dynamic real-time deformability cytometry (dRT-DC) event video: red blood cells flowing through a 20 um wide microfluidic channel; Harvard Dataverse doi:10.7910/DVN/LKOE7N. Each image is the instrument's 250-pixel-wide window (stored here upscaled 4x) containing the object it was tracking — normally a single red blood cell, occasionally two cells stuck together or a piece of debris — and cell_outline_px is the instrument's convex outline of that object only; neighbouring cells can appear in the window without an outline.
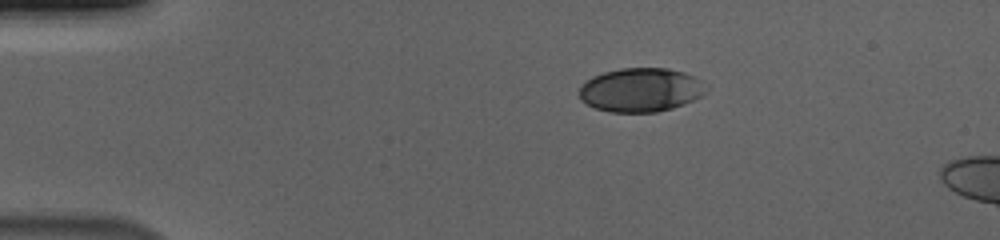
{"species": "human", "species_latin": "Homo sapiens", "temperature_condition": "cold", "stored_images_in_passage": 46, "camera_frame_rate_fps": 3000, "um_per_image_px": 0.085, "donor": {"sex": "male"}, "frame": {"image": 1, "passage_image": 1, "time_ms": 0.0, "image_size_px": [1000, 240], "cell_outline_px": [[704, 92], [700, 96], [684, 104], [672, 108], [656, 112], [608, 112], [596, 108], [580, 100], [580, 84], [592, 76], [604, 72], [620, 68], [668, 68], [684, 72], [704, 80]], "centroid_in_image_um": [54.44, 7.63], "position_along_channel_um": 30.6, "area_um2": 32.48}}
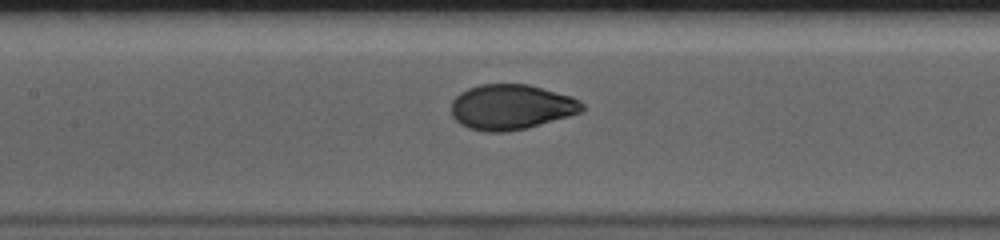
{"frame": {"image": 2, "passage_image": 17, "time_ms": 5.333, "image_size_px": [1000, 240], "cell_outline_px": [[584, 108], [580, 112], [568, 116], [528, 128], [508, 132], [484, 132], [468, 128], [460, 124], [452, 116], [452, 100], [460, 92], [468, 88], [480, 84], [528, 84], [572, 96], [580, 100], [584, 104]], "centroid_in_image_um": [43.44, 9.1], "position_along_channel_um": 164.0, "area_um2": 34.68}}
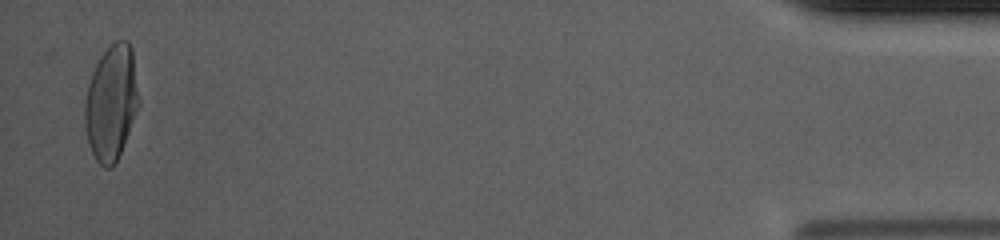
{"frame": {"image": 3, "passage_image": 45, "time_ms": 14.667, "image_size_px": [1000, 240], "cell_outline_px": [[140, 104], [116, 164], [112, 168], [104, 168], [96, 160], [88, 144], [84, 124], [84, 104], [88, 84], [92, 72], [100, 56], [116, 40], [128, 40], [132, 48], [140, 100]], "centroid_in_image_um": [9.46, 8.75], "position_along_channel_um": 425.7, "area_um2": 36.65}, "authors_computed_cell_mechanics": {"area_um2": 34.6511, "velocity_mm_per_s": 3.6948, "shape_relaxation_time_tau1_ms": 3.5664, "shape_relaxation_time_tau2_ms": null, "deformation_change_tau1": 0.1757, "deformation_change_tau2": null}}